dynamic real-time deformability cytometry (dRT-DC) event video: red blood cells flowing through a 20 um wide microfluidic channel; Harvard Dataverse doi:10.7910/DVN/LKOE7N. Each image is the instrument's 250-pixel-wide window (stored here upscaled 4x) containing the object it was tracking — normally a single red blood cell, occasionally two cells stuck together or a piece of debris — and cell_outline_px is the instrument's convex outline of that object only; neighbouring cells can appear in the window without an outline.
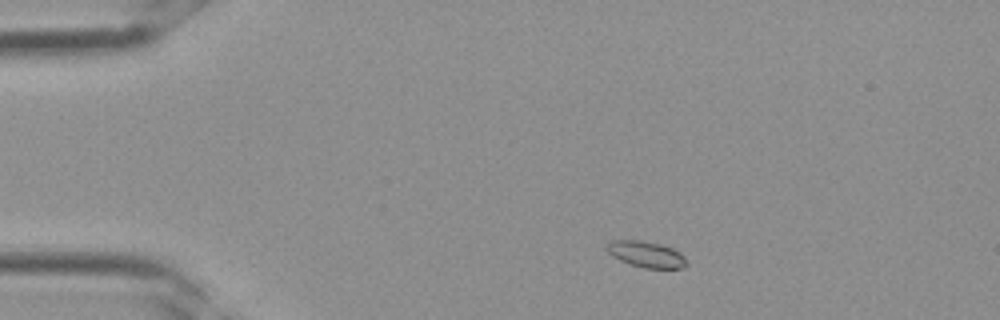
{"species": "Egyptian fruit bat (a non-hibernating species)", "species_latin": "Rousettus aegyptiacus", "temperature_condition": "room temperature", "stored_images_in_passage": 1, "camera_frame_rate_fps": 3000, "um_per_image_px": 0.085, "frame": {"image": 1, "passage_image": 1, "time_ms": 0.0, "image_size_px": [1000, 320], "cell_outline_px": [[688, 264], [680, 268], [644, 268], [620, 260], [612, 256], [604, 248], [612, 240], [640, 240], [660, 244], [672, 248], [680, 252], [684, 256]], "centroid_in_image_um": [54.92, 21.61], "position_along_channel_um": 30.1, "area_um2": 12.08}}